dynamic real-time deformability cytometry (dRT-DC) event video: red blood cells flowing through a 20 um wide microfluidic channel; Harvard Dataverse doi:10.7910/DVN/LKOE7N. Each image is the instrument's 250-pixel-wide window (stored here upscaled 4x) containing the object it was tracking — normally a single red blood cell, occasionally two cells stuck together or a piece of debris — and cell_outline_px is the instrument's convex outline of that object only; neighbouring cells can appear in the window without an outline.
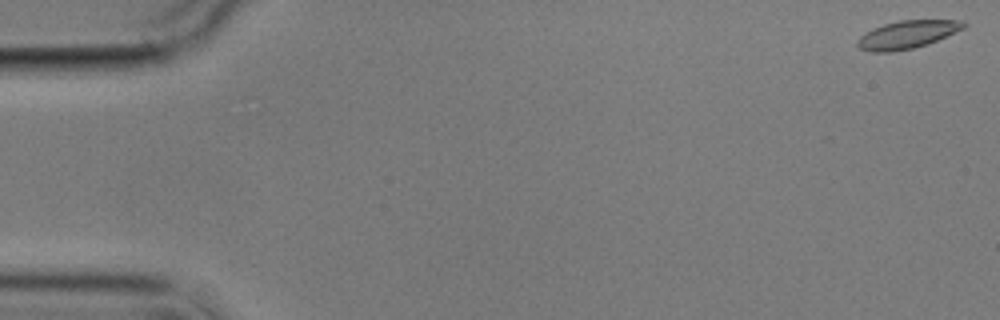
{"species": "common noctule bat (a hibernating species)", "species_latin": "Nyctalus noctula", "temperature_condition": "cold", "stored_images_in_passage": 4, "segment_of_instrument_passage": [2, 2], "camera_frame_rate_fps": 3000, "um_per_image_px": 0.085, "animal": {"sex": "male", "body_mass_g": 17.9}, "frame": {"image": 1, "passage_image": 4, "time_ms": 5.0, "image_size_px": [1000, 320], "cell_outline_px": [[968, 24], [964, 28], [928, 44], [912, 48], [892, 52], [872, 52], [860, 48], [856, 44], [856, 40], [860, 36], [872, 28], [884, 24], [900, 20], [964, 20]], "centroid_in_image_um": [77.11, 2.93], "position_along_channel_um": 7.9, "area_um2": 17.28}}